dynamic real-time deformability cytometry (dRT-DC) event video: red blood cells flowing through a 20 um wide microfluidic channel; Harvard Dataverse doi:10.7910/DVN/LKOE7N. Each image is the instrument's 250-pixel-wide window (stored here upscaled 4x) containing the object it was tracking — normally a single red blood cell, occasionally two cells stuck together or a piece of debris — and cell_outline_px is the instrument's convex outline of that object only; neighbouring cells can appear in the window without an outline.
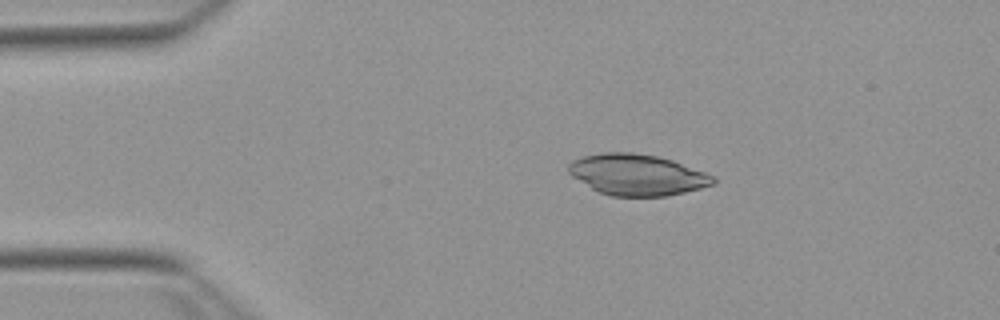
{"species": "Egyptian fruit bat (a non-hibernating species)", "species_latin": "Rousettus aegyptiacus", "temperature_condition": "warm", "stored_images_in_passage": 52, "camera_frame_rate_fps": 3000, "um_per_image_px": 0.085, "animal": {"sex": "female"}, "frame": {"image": 1, "passage_image": 10, "time_ms": 3.0, "image_size_px": [1000, 320], "cell_outline_px": [[716, 184], [668, 196], [612, 196], [600, 192], [592, 188], [572, 176], [568, 172], [568, 164], [572, 160], [584, 156], [604, 152], [632, 152], [656, 156], [672, 160], [716, 176]], "centroid_in_image_um": [54.18, 14.85], "position_along_channel_um": 30.8, "area_um2": 34.56}}
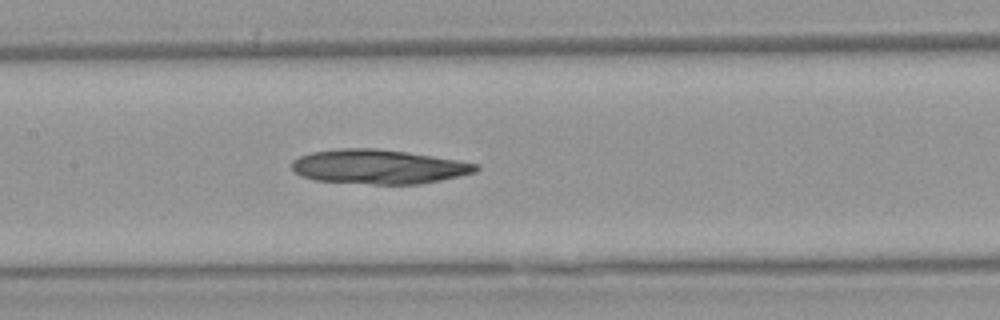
{"frame": {"image": 2, "passage_image": 25, "time_ms": 8.0, "image_size_px": [1000, 320], "cell_outline_px": [[480, 168], [476, 172], [460, 176], [420, 184], [372, 184], [312, 180], [300, 176], [292, 168], [292, 160], [300, 156], [312, 152], [340, 148], [376, 148], [460, 160], [480, 164]], "centroid_in_image_um": [32.19, 14.17], "position_along_channel_um": 175.2, "area_um2": 36.93}}
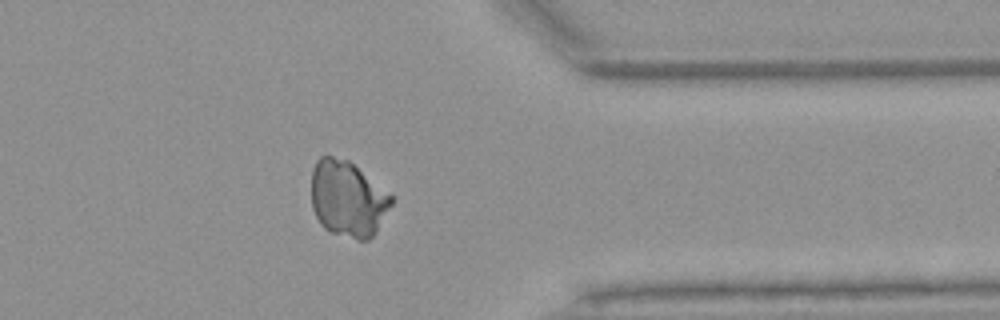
{"frame": {"image": 3, "passage_image": 42, "time_ms": 13.667, "image_size_px": [1000, 320], "cell_outline_px": [[392, 204], [376, 232], [368, 240], [360, 240], [328, 232], [320, 224], [312, 208], [312, 168], [316, 160], [320, 156], [332, 156], [348, 160], [392, 196]], "centroid_in_image_um": [29.53, 16.91], "position_along_channel_um": 381.9, "area_um2": 35.26}}